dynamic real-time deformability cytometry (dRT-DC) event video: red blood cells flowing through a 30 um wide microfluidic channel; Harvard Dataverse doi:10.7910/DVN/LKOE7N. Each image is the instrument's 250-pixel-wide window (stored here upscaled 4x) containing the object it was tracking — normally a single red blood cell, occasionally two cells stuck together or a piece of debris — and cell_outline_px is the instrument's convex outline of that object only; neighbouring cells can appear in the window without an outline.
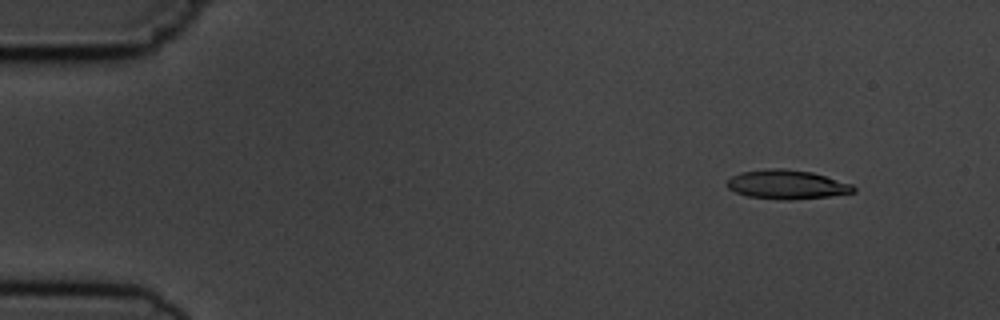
{"species": "common noctule bat (a hibernating species)", "species_latin": "Nyctalus noctula", "temperature_condition": "cold", "stored_images_in_passage": 4, "segment_of_instrument_passage": [1, 2], "camera_frame_rate_fps": 3000, "um_per_image_px": 0.085, "animal": {"sex": "male", "body_mass_g": 19.5, "forearm_length_mm": 54.6}, "frame": {"image": 1, "passage_image": 1, "time_ms": 0.0, "image_size_px": [1000, 320], "cell_outline_px": [[856, 192], [828, 196], [792, 200], [780, 200], [748, 196], [736, 192], [728, 188], [724, 184], [732, 176], [740, 172], [768, 168], [784, 168], [812, 172], [852, 184], [856, 188]], "centroid_in_image_um": [66.87, 15.68], "position_along_channel_um": 18.1, "area_um2": 21.56}}
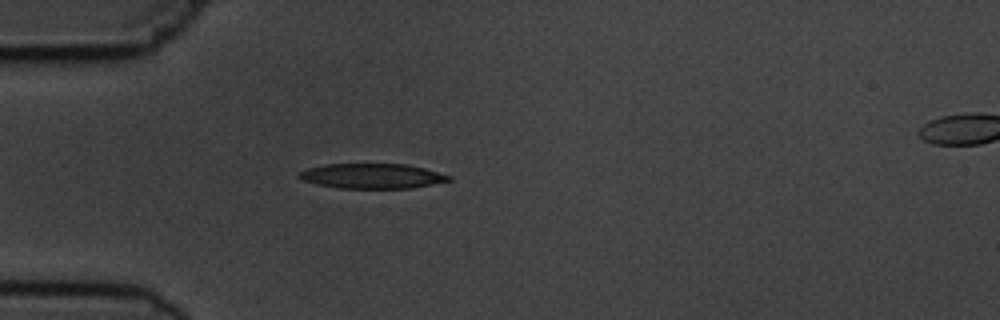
{"frame": {"image": 2, "passage_image": 3, "time_ms": 3.333, "image_size_px": [1000, 320], "cell_outline_px": [[452, 180], [412, 188], [340, 188], [316, 184], [304, 180], [300, 176], [300, 172], [308, 168], [324, 164], [408, 164], [424, 168], [452, 176]], "centroid_in_image_um": [31.67, 14.96], "position_along_channel_um": 53.3, "area_um2": 21.62}}